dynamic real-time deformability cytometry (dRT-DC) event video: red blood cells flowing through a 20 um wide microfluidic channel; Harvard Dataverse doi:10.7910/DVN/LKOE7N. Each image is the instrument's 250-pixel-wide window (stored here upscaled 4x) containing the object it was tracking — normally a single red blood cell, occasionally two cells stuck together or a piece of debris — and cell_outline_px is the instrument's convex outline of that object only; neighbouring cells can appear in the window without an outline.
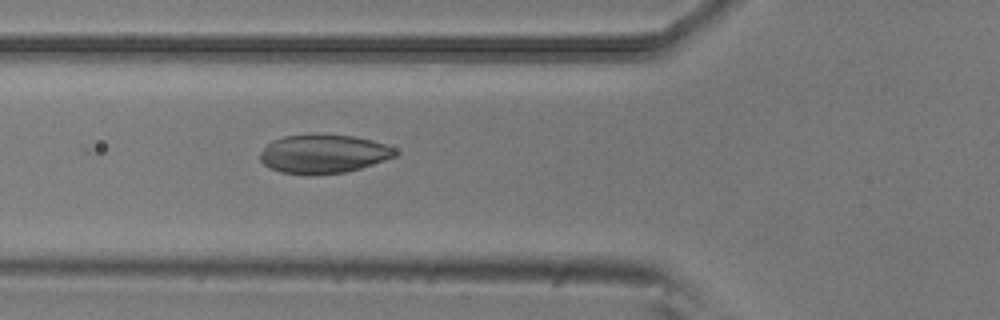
{"species": "common noctule bat (a hibernating species)", "species_latin": "Nyctalus noctula", "temperature_condition": "room temperature", "stored_images_in_passage": 8, "camera_frame_rate_fps": 3000, "um_per_image_px": 0.085, "animal": {"sex": "male", "body_mass_g": 20.5, "forearm_length_mm": 52.5}, "frame": {"image": 1, "passage_image": 3, "time_ms": 0.667, "image_size_px": [1000, 320], "cell_outline_px": [[400, 152], [396, 156], [348, 172], [280, 172], [264, 164], [260, 160], [260, 152], [272, 140], [284, 136], [352, 136], [372, 140], [396, 148]], "centroid_in_image_um": [27.54, 13.06], "position_along_channel_um": 98.3, "area_um2": 29.25}}
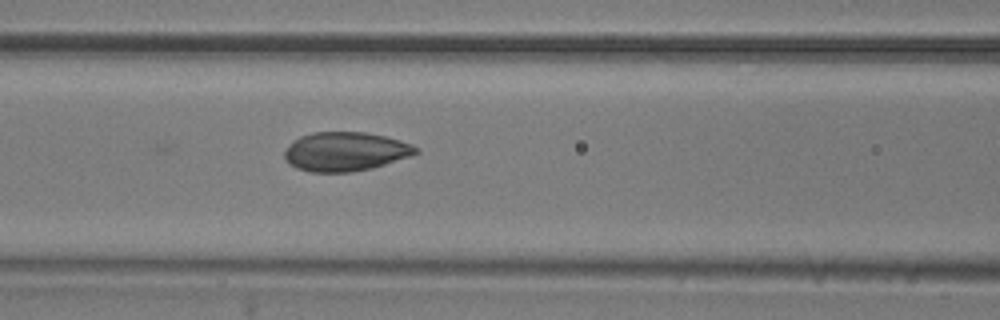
{"frame": {"image": 2, "passage_image": 6, "time_ms": 1.667, "image_size_px": [1000, 320], "cell_outline_px": [[420, 152], [372, 168], [352, 172], [308, 172], [296, 168], [288, 164], [284, 160], [284, 152], [292, 140], [300, 136], [312, 132], [364, 132], [384, 136], [400, 140], [412, 144], [420, 148]], "centroid_in_image_um": [29.31, 12.88], "position_along_channel_um": 137.3, "area_um2": 30.06}}